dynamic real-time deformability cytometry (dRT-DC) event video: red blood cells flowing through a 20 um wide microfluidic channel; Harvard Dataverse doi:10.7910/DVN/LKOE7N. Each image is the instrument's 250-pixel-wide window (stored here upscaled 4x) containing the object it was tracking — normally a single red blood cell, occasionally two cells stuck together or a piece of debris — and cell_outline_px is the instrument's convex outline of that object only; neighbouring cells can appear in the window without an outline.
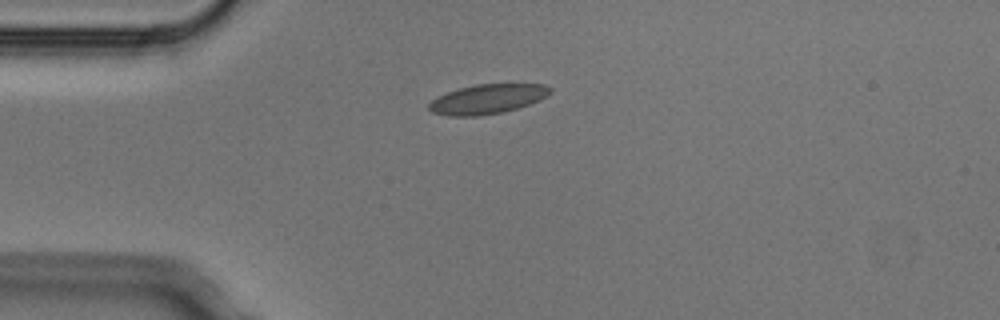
{"species": "Egyptian fruit bat (a non-hibernating species)", "species_latin": "Rousettus aegyptiacus", "temperature_condition": "cold", "stored_images_in_passage": 3, "camera_frame_rate_fps": 3000, "um_per_image_px": 0.085, "animal": {"sex": "male"}, "frame": {"image": 1, "passage_image": 1, "time_ms": 0.0, "image_size_px": [1000, 320], "cell_outline_px": [[552, 92], [540, 100], [504, 112], [476, 116], [448, 116], [432, 112], [428, 108], [428, 104], [436, 96], [460, 88], [476, 84], [544, 84], [552, 88]], "centroid_in_image_um": [41.42, 8.42], "position_along_channel_um": 43.6, "area_um2": 20.87}}
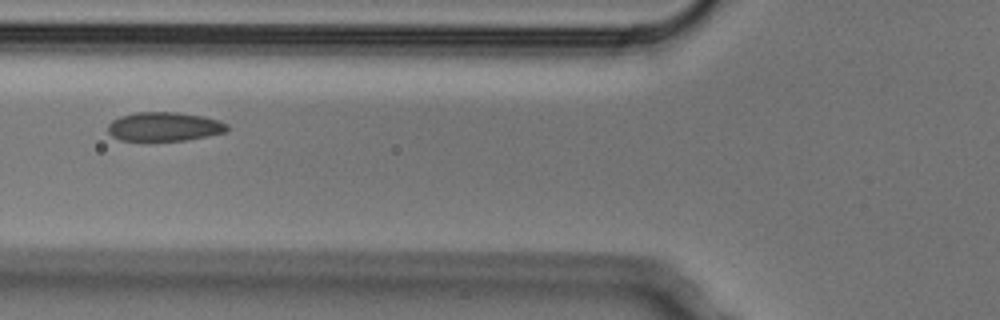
{"frame": {"image": 2, "passage_image": 3, "time_ms": 0.667, "image_size_px": [1000, 320], "cell_outline_px": [[228, 132], [208, 136], [184, 140], [120, 140], [112, 136], [108, 132], [108, 124], [112, 120], [120, 116], [136, 112], [176, 112], [204, 116], [220, 120], [228, 124]], "centroid_in_image_um": [13.99, 10.75], "position_along_channel_um": 111.8, "area_um2": 20.23}}